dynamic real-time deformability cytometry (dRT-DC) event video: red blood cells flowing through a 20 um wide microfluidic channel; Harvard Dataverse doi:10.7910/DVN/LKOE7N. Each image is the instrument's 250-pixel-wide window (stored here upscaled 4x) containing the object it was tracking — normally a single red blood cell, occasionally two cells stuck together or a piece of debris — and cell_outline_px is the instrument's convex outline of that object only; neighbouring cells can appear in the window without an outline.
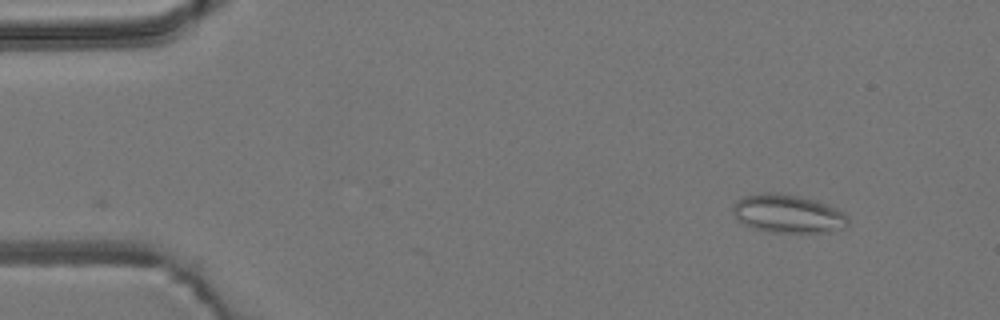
{"species": "common noctule bat (a hibernating species)", "species_latin": "Nyctalus noctula", "temperature_condition": "room temperature", "stored_images_in_passage": 36, "camera_frame_rate_fps": 3000, "um_per_image_px": 0.085, "animal": {"sex": "male", "body_mass_g": 19.2, "forearm_length_mm": 51.8}, "frame": {"image": 1, "passage_image": 1, "time_ms": 0.0, "image_size_px": [1000, 320], "cell_outline_px": [[848, 224], [844, 228], [828, 232], [768, 232], [752, 228], [744, 224], [736, 216], [732, 208], [736, 200], [744, 196], [768, 192], [772, 192], [800, 196], [816, 200], [836, 208], [848, 220]], "centroid_in_image_um": [66.95, 18.17], "position_along_channel_um": 18.0, "area_um2": 25.49}}
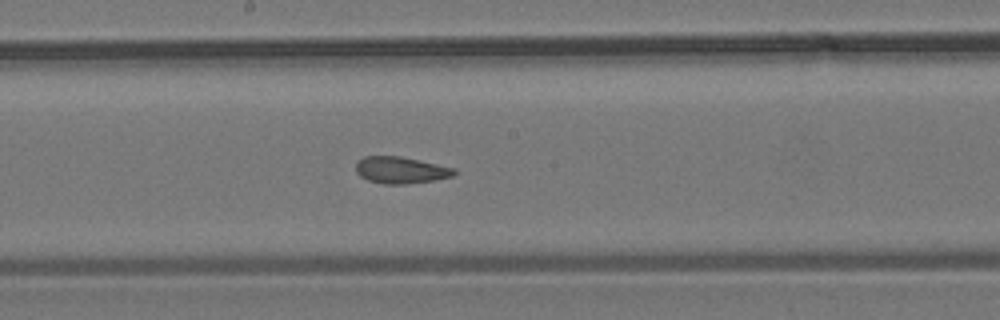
{"frame": {"image": 2, "passage_image": 24, "time_ms": 7.667, "image_size_px": [1000, 320], "cell_outline_px": [[456, 172], [452, 176], [432, 180], [404, 184], [384, 184], [368, 180], [360, 176], [356, 172], [356, 160], [364, 156], [400, 156], [456, 168]], "centroid_in_image_um": [34.02, 14.45], "position_along_channel_um": 214.2, "area_um2": 15.26}}
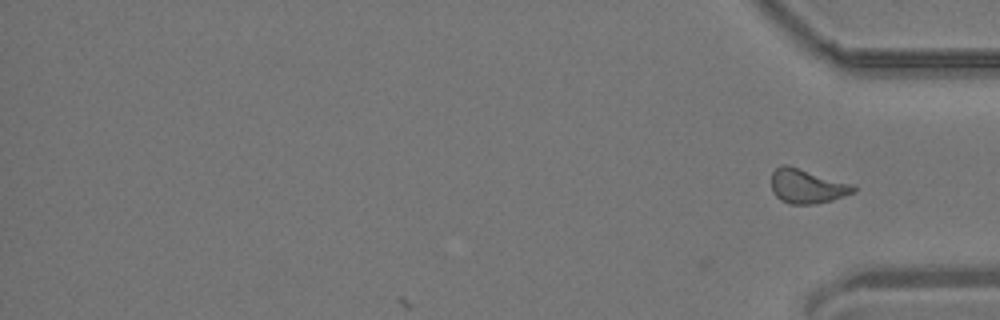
{"frame": {"image": 3, "passage_image": 36, "time_ms": 11.667, "image_size_px": [1000, 320], "cell_outline_px": [[856, 192], [832, 200], [816, 204], [788, 204], [780, 200], [772, 192], [772, 172], [780, 164], [788, 164], [852, 184], [856, 188]], "centroid_in_image_um": [68.58, 15.82], "position_along_channel_um": 366.6, "area_um2": 16.59}, "authors_computed_cell_mechanics": {"area_um2": 16.3285, "velocity_mm_per_s": 3.831, "shape_relaxation_time_tau1_ms": null, "shape_relaxation_time_tau2_ms": 1.9344, "deformation_change_tau1": null, "deformation_change_tau2": 0.0951}}